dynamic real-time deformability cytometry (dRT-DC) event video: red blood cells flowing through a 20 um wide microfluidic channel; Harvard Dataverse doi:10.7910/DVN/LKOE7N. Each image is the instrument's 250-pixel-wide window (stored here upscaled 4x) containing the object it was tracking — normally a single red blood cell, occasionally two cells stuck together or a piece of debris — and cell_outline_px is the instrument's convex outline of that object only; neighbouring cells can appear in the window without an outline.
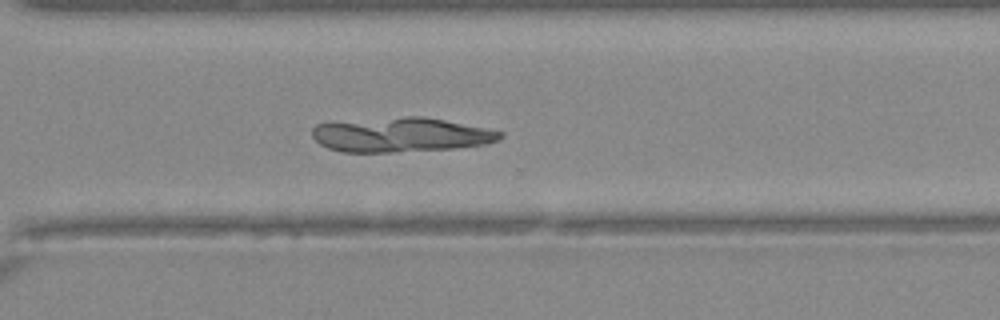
{"species": "Egyptian fruit bat (a non-hibernating species)", "species_latin": "Rousettus aegyptiacus", "temperature_condition": "warm", "stored_images_in_passage": 44, "camera_frame_rate_fps": 3000, "um_per_image_px": 0.085, "animal": {"sex": "female"}, "frame": {"image": 1, "passage_image": 32, "time_ms": 10.333, "image_size_px": [1000, 320], "cell_outline_px": [[504, 136], [488, 144], [456, 148], [392, 152], [344, 152], [328, 148], [320, 144], [312, 136], [312, 128], [316, 124], [332, 120], [404, 116], [420, 116], [444, 120], [504, 132]], "centroid_in_image_um": [33.99, 11.44], "position_along_channel_um": 336.6, "area_um2": 38.26}}